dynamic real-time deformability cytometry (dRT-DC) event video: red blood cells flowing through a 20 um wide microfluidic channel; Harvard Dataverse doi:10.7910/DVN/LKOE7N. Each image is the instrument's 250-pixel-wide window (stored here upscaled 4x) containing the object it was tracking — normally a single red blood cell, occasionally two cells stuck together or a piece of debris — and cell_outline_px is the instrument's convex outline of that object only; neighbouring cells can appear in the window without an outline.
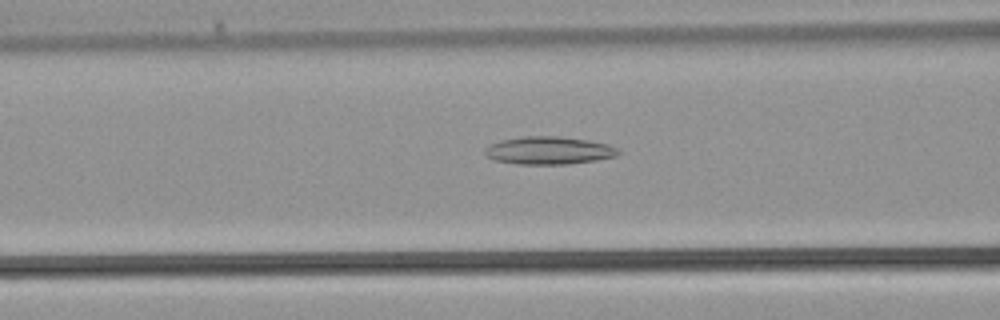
{"species": "common noctule bat (a hibernating species)", "species_latin": "Nyctalus noctula", "temperature_condition": "warm", "stored_images_in_passage": 22, "camera_frame_rate_fps": 3000, "um_per_image_px": 0.085, "animal": {"sex": "male", "body_mass_g": 21.5, "forearm_length_mm": 52.0}, "frame": {"image": 1, "passage_image": 6, "time_ms": 1.667, "image_size_px": [1000, 320], "cell_outline_px": [[620, 152], [616, 156], [596, 160], [568, 164], [520, 164], [496, 160], [488, 156], [484, 152], [484, 148], [500, 140], [524, 136], [560, 136], [588, 140], [608, 144], [616, 148]], "centroid_in_image_um": [46.66, 12.78], "position_along_channel_um": 119.9, "area_um2": 21.44}}
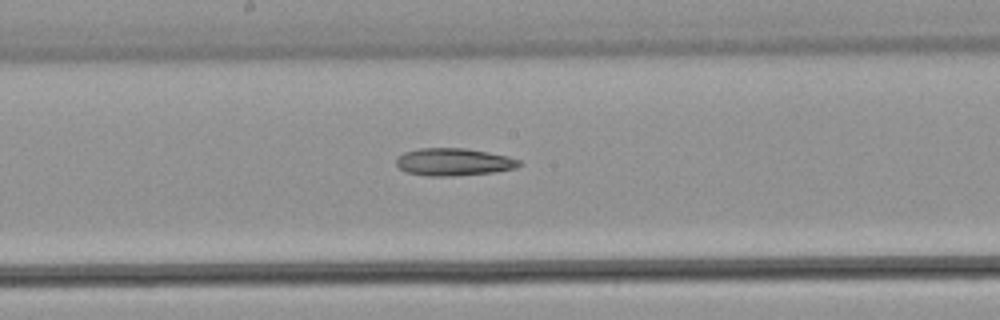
{"frame": {"image": 2, "passage_image": 11, "time_ms": 3.333, "image_size_px": [1000, 320], "cell_outline_px": [[520, 164], [516, 168], [492, 172], [452, 176], [428, 176], [408, 172], [400, 168], [396, 164], [396, 156], [404, 152], [420, 148], [464, 148], [488, 152], [508, 156], [520, 160]], "centroid_in_image_um": [38.54, 13.76], "position_along_channel_um": 209.7, "area_um2": 19.59}}
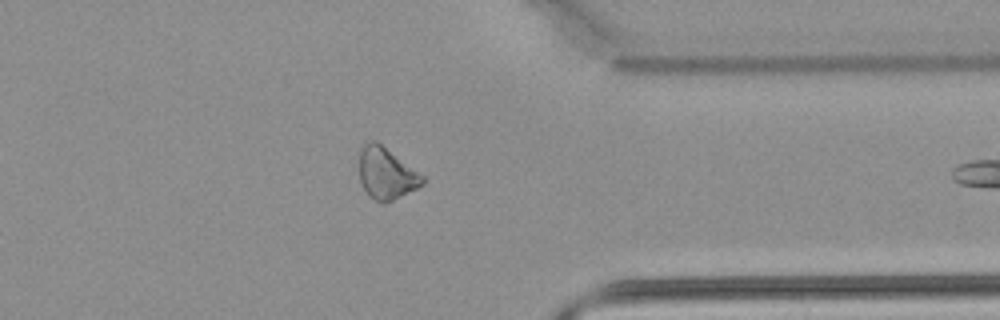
{"frame": {"image": 3, "passage_image": 21, "time_ms": 6.667, "image_size_px": [1000, 320], "cell_outline_px": [[424, 184], [384, 204], [368, 196], [360, 180], [360, 148], [364, 144], [372, 140], [376, 140], [424, 176]], "centroid_in_image_um": [32.82, 14.73], "position_along_channel_um": 378.6, "area_um2": 18.79}}